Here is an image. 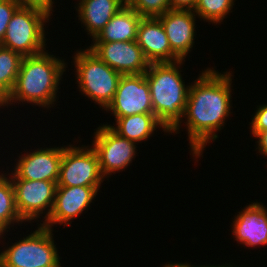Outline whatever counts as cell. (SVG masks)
Returning <instances> with one entry per match:
<instances>
[{
    "mask_svg": "<svg viewBox=\"0 0 267 267\" xmlns=\"http://www.w3.org/2000/svg\"><path fill=\"white\" fill-rule=\"evenodd\" d=\"M232 74V71L220 73L207 67L190 84L183 124L187 128L189 151L195 157V163L207 143L218 139L217 133L225 127L226 120L232 114Z\"/></svg>",
    "mask_w": 267,
    "mask_h": 267,
    "instance_id": "1",
    "label": "cell"
},
{
    "mask_svg": "<svg viewBox=\"0 0 267 267\" xmlns=\"http://www.w3.org/2000/svg\"><path fill=\"white\" fill-rule=\"evenodd\" d=\"M67 66L62 57L57 58L48 50L34 56H23L15 85L3 106L22 102L47 109L54 107Z\"/></svg>",
    "mask_w": 267,
    "mask_h": 267,
    "instance_id": "2",
    "label": "cell"
},
{
    "mask_svg": "<svg viewBox=\"0 0 267 267\" xmlns=\"http://www.w3.org/2000/svg\"><path fill=\"white\" fill-rule=\"evenodd\" d=\"M184 63L185 60L150 63L145 72L154 114L165 129L174 134H178L182 126L190 87L185 85L180 73Z\"/></svg>",
    "mask_w": 267,
    "mask_h": 267,
    "instance_id": "3",
    "label": "cell"
},
{
    "mask_svg": "<svg viewBox=\"0 0 267 267\" xmlns=\"http://www.w3.org/2000/svg\"><path fill=\"white\" fill-rule=\"evenodd\" d=\"M72 59L77 89L105 110L114 99L122 74L101 61L87 47L77 50Z\"/></svg>",
    "mask_w": 267,
    "mask_h": 267,
    "instance_id": "4",
    "label": "cell"
},
{
    "mask_svg": "<svg viewBox=\"0 0 267 267\" xmlns=\"http://www.w3.org/2000/svg\"><path fill=\"white\" fill-rule=\"evenodd\" d=\"M51 16L38 7L20 6L10 19L0 45L22 56H34L46 51L45 24L50 22Z\"/></svg>",
    "mask_w": 267,
    "mask_h": 267,
    "instance_id": "5",
    "label": "cell"
},
{
    "mask_svg": "<svg viewBox=\"0 0 267 267\" xmlns=\"http://www.w3.org/2000/svg\"><path fill=\"white\" fill-rule=\"evenodd\" d=\"M52 232L38 224L35 231L0 252V267H62Z\"/></svg>",
    "mask_w": 267,
    "mask_h": 267,
    "instance_id": "6",
    "label": "cell"
},
{
    "mask_svg": "<svg viewBox=\"0 0 267 267\" xmlns=\"http://www.w3.org/2000/svg\"><path fill=\"white\" fill-rule=\"evenodd\" d=\"M103 182L98 155L91 146H63L57 187H101Z\"/></svg>",
    "mask_w": 267,
    "mask_h": 267,
    "instance_id": "7",
    "label": "cell"
},
{
    "mask_svg": "<svg viewBox=\"0 0 267 267\" xmlns=\"http://www.w3.org/2000/svg\"><path fill=\"white\" fill-rule=\"evenodd\" d=\"M94 132L91 147L96 151L99 167L104 178L125 171L135 159L136 143L119 136L107 124H101Z\"/></svg>",
    "mask_w": 267,
    "mask_h": 267,
    "instance_id": "8",
    "label": "cell"
},
{
    "mask_svg": "<svg viewBox=\"0 0 267 267\" xmlns=\"http://www.w3.org/2000/svg\"><path fill=\"white\" fill-rule=\"evenodd\" d=\"M15 191V206L20 218L26 223L39 222L40 216L46 221L52 212L57 182L11 180ZM38 219V220H37Z\"/></svg>",
    "mask_w": 267,
    "mask_h": 267,
    "instance_id": "9",
    "label": "cell"
},
{
    "mask_svg": "<svg viewBox=\"0 0 267 267\" xmlns=\"http://www.w3.org/2000/svg\"><path fill=\"white\" fill-rule=\"evenodd\" d=\"M105 111L112 112L114 117L154 113L145 73L122 75L114 99Z\"/></svg>",
    "mask_w": 267,
    "mask_h": 267,
    "instance_id": "10",
    "label": "cell"
},
{
    "mask_svg": "<svg viewBox=\"0 0 267 267\" xmlns=\"http://www.w3.org/2000/svg\"><path fill=\"white\" fill-rule=\"evenodd\" d=\"M39 148L19 156L13 171L8 173L11 180L58 182L63 146Z\"/></svg>",
    "mask_w": 267,
    "mask_h": 267,
    "instance_id": "11",
    "label": "cell"
},
{
    "mask_svg": "<svg viewBox=\"0 0 267 267\" xmlns=\"http://www.w3.org/2000/svg\"><path fill=\"white\" fill-rule=\"evenodd\" d=\"M90 45L88 49L91 52L122 75L142 74L149 68L150 62L136 40L91 43Z\"/></svg>",
    "mask_w": 267,
    "mask_h": 267,
    "instance_id": "12",
    "label": "cell"
},
{
    "mask_svg": "<svg viewBox=\"0 0 267 267\" xmlns=\"http://www.w3.org/2000/svg\"><path fill=\"white\" fill-rule=\"evenodd\" d=\"M101 187H57L51 214L43 226L53 229L55 225L71 226V220L80 217L84 210L89 209ZM53 226V227H52Z\"/></svg>",
    "mask_w": 267,
    "mask_h": 267,
    "instance_id": "13",
    "label": "cell"
},
{
    "mask_svg": "<svg viewBox=\"0 0 267 267\" xmlns=\"http://www.w3.org/2000/svg\"><path fill=\"white\" fill-rule=\"evenodd\" d=\"M196 16L193 10L171 9L157 17L165 30L172 52L180 60H185L195 45L196 18H199Z\"/></svg>",
    "mask_w": 267,
    "mask_h": 267,
    "instance_id": "14",
    "label": "cell"
},
{
    "mask_svg": "<svg viewBox=\"0 0 267 267\" xmlns=\"http://www.w3.org/2000/svg\"><path fill=\"white\" fill-rule=\"evenodd\" d=\"M238 213L230 225L237 243L248 248L267 246V207L261 202H251Z\"/></svg>",
    "mask_w": 267,
    "mask_h": 267,
    "instance_id": "15",
    "label": "cell"
},
{
    "mask_svg": "<svg viewBox=\"0 0 267 267\" xmlns=\"http://www.w3.org/2000/svg\"><path fill=\"white\" fill-rule=\"evenodd\" d=\"M136 42L150 63L180 61L172 52L168 37L157 17H142L137 29Z\"/></svg>",
    "mask_w": 267,
    "mask_h": 267,
    "instance_id": "16",
    "label": "cell"
},
{
    "mask_svg": "<svg viewBox=\"0 0 267 267\" xmlns=\"http://www.w3.org/2000/svg\"><path fill=\"white\" fill-rule=\"evenodd\" d=\"M126 4V0H79L75 8L81 26L83 24L87 35L93 40Z\"/></svg>",
    "mask_w": 267,
    "mask_h": 267,
    "instance_id": "17",
    "label": "cell"
},
{
    "mask_svg": "<svg viewBox=\"0 0 267 267\" xmlns=\"http://www.w3.org/2000/svg\"><path fill=\"white\" fill-rule=\"evenodd\" d=\"M141 19L142 16L126 4L92 41L93 43L135 41Z\"/></svg>",
    "mask_w": 267,
    "mask_h": 267,
    "instance_id": "18",
    "label": "cell"
},
{
    "mask_svg": "<svg viewBox=\"0 0 267 267\" xmlns=\"http://www.w3.org/2000/svg\"><path fill=\"white\" fill-rule=\"evenodd\" d=\"M115 127L108 125L119 136L127 138L134 143H142L152 135L157 128H161L164 133L170 134L165 127L157 120L154 113L134 114L131 116L115 117ZM142 141V142H141Z\"/></svg>",
    "mask_w": 267,
    "mask_h": 267,
    "instance_id": "19",
    "label": "cell"
},
{
    "mask_svg": "<svg viewBox=\"0 0 267 267\" xmlns=\"http://www.w3.org/2000/svg\"><path fill=\"white\" fill-rule=\"evenodd\" d=\"M23 56L0 45V108L11 93Z\"/></svg>",
    "mask_w": 267,
    "mask_h": 267,
    "instance_id": "20",
    "label": "cell"
},
{
    "mask_svg": "<svg viewBox=\"0 0 267 267\" xmlns=\"http://www.w3.org/2000/svg\"><path fill=\"white\" fill-rule=\"evenodd\" d=\"M4 172H0V223L9 231L11 226L21 225L24 221L15 206V191L11 178Z\"/></svg>",
    "mask_w": 267,
    "mask_h": 267,
    "instance_id": "21",
    "label": "cell"
},
{
    "mask_svg": "<svg viewBox=\"0 0 267 267\" xmlns=\"http://www.w3.org/2000/svg\"><path fill=\"white\" fill-rule=\"evenodd\" d=\"M236 0H197L193 12L209 24L220 25L230 12ZM227 15V16H226Z\"/></svg>",
    "mask_w": 267,
    "mask_h": 267,
    "instance_id": "22",
    "label": "cell"
},
{
    "mask_svg": "<svg viewBox=\"0 0 267 267\" xmlns=\"http://www.w3.org/2000/svg\"><path fill=\"white\" fill-rule=\"evenodd\" d=\"M142 17H158L170 9V0H126Z\"/></svg>",
    "mask_w": 267,
    "mask_h": 267,
    "instance_id": "23",
    "label": "cell"
},
{
    "mask_svg": "<svg viewBox=\"0 0 267 267\" xmlns=\"http://www.w3.org/2000/svg\"><path fill=\"white\" fill-rule=\"evenodd\" d=\"M20 6L16 0H0V44L5 36L10 19Z\"/></svg>",
    "mask_w": 267,
    "mask_h": 267,
    "instance_id": "24",
    "label": "cell"
},
{
    "mask_svg": "<svg viewBox=\"0 0 267 267\" xmlns=\"http://www.w3.org/2000/svg\"><path fill=\"white\" fill-rule=\"evenodd\" d=\"M251 125L252 137H255L259 132L267 130V103L257 105V110L252 117Z\"/></svg>",
    "mask_w": 267,
    "mask_h": 267,
    "instance_id": "25",
    "label": "cell"
},
{
    "mask_svg": "<svg viewBox=\"0 0 267 267\" xmlns=\"http://www.w3.org/2000/svg\"><path fill=\"white\" fill-rule=\"evenodd\" d=\"M21 6H33L41 8L53 16V4L55 0H16Z\"/></svg>",
    "mask_w": 267,
    "mask_h": 267,
    "instance_id": "26",
    "label": "cell"
},
{
    "mask_svg": "<svg viewBox=\"0 0 267 267\" xmlns=\"http://www.w3.org/2000/svg\"><path fill=\"white\" fill-rule=\"evenodd\" d=\"M197 0H170L172 10H193Z\"/></svg>",
    "mask_w": 267,
    "mask_h": 267,
    "instance_id": "27",
    "label": "cell"
},
{
    "mask_svg": "<svg viewBox=\"0 0 267 267\" xmlns=\"http://www.w3.org/2000/svg\"><path fill=\"white\" fill-rule=\"evenodd\" d=\"M256 138L258 139L256 141L257 143L256 149H258L257 152L259 153V155L261 154L262 156L264 155V157H266L267 156V130L259 132L255 136V139Z\"/></svg>",
    "mask_w": 267,
    "mask_h": 267,
    "instance_id": "28",
    "label": "cell"
},
{
    "mask_svg": "<svg viewBox=\"0 0 267 267\" xmlns=\"http://www.w3.org/2000/svg\"><path fill=\"white\" fill-rule=\"evenodd\" d=\"M168 263V264H167ZM167 263H165V265L163 264L162 265V267H202V265L200 266H198V265H191V263H187V262H185V263H179V262H177V263H169V262H167Z\"/></svg>",
    "mask_w": 267,
    "mask_h": 267,
    "instance_id": "29",
    "label": "cell"
},
{
    "mask_svg": "<svg viewBox=\"0 0 267 267\" xmlns=\"http://www.w3.org/2000/svg\"><path fill=\"white\" fill-rule=\"evenodd\" d=\"M8 230L0 223V239H5L4 233L7 234ZM4 236V237H3Z\"/></svg>",
    "mask_w": 267,
    "mask_h": 267,
    "instance_id": "30",
    "label": "cell"
},
{
    "mask_svg": "<svg viewBox=\"0 0 267 267\" xmlns=\"http://www.w3.org/2000/svg\"><path fill=\"white\" fill-rule=\"evenodd\" d=\"M232 264L234 265V267H237V265H235L234 263H232ZM232 264H230V263H226V262H225L224 265H223V264H222V265H219V264H218L217 266H218V267H233ZM238 267H239V266H238Z\"/></svg>",
    "mask_w": 267,
    "mask_h": 267,
    "instance_id": "31",
    "label": "cell"
},
{
    "mask_svg": "<svg viewBox=\"0 0 267 267\" xmlns=\"http://www.w3.org/2000/svg\"><path fill=\"white\" fill-rule=\"evenodd\" d=\"M209 265H210V266H208V265H206V266H205V265H202V267H218V266H216V265H214V264H213V265L209 264Z\"/></svg>",
    "mask_w": 267,
    "mask_h": 267,
    "instance_id": "32",
    "label": "cell"
}]
</instances>
